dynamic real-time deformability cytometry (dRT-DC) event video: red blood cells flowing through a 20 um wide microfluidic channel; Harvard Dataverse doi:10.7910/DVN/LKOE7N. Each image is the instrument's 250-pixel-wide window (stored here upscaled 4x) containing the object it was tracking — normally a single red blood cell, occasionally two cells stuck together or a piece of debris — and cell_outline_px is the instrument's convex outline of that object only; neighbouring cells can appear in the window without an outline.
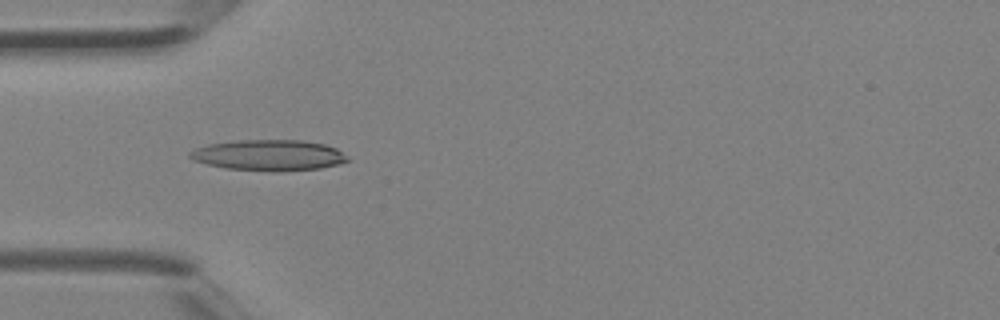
{"species": "Egyptian fruit bat (a non-hibernating species)", "species_latin": "Rousettus aegyptiacus", "temperature_condition": "room temperature", "stored_images_in_passage": 4, "camera_frame_rate_fps": 3000, "um_per_image_px": 0.085, "animal": {"sex": "female"}, "frame": {"image": 1, "passage_image": 3, "time_ms": 0.667, "image_size_px": [1000, 320], "cell_outline_px": [[352, 160], [340, 164], [320, 168], [276, 172], [272, 172], [224, 168], [192, 160], [188, 156], [188, 152], [196, 148], [208, 144], [236, 140], [304, 140], [324, 144], [336, 148], [348, 156]], "centroid_in_image_um": [22.86, 13.2], "position_along_channel_um": 62.1, "area_um2": 28.73}}
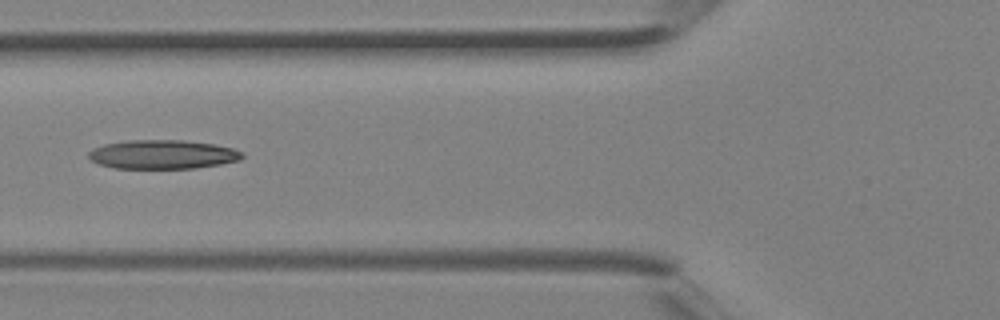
{"frame": {"image": 2, "passage_image": 4, "time_ms": 1.0, "image_size_px": [1000, 320], "cell_outline_px": [[244, 156], [240, 160], [220, 164], [196, 168], [112, 168], [100, 164], [92, 160], [88, 156], [88, 152], [92, 148], [104, 144], [128, 140], [184, 140], [212, 144], [232, 148], [244, 152]], "centroid_in_image_um": [13.82, 13.12], "position_along_channel_um": 112.0, "area_um2": 25.95}}